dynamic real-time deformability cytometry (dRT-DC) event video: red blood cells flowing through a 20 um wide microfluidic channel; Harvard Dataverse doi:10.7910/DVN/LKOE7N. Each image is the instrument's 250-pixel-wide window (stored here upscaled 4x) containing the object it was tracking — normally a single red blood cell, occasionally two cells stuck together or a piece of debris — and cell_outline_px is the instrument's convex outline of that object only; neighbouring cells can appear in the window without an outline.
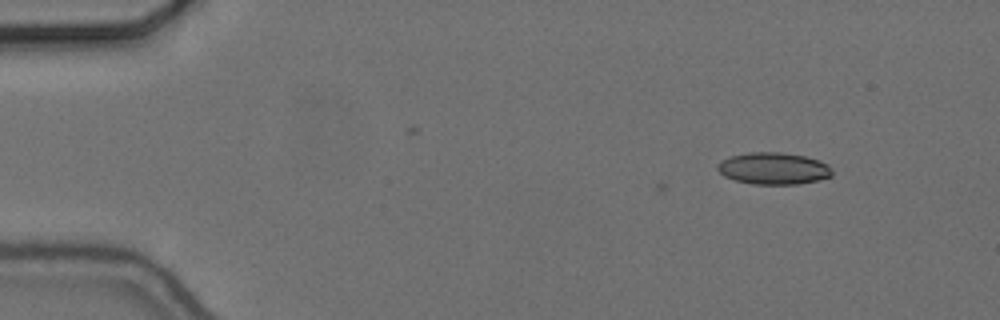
{"species": "common noctule bat (a hibernating species)", "species_latin": "Nyctalus noctula", "temperature_condition": "cold", "stored_images_in_passage": 12, "camera_frame_rate_fps": 3000, "um_per_image_px": 0.085, "animal": {"sex": "female", "body_mass_g": 24.6, "forearm_length_mm": 56.2}, "frame": {"image": 1, "passage_image": 12, "time_ms": 3.667, "image_size_px": [1000, 320], "cell_outline_px": [[832, 176], [800, 184], [752, 184], [736, 180], [724, 176], [716, 168], [720, 160], [732, 156], [748, 152], [780, 152], [804, 156], [820, 160], [828, 164], [832, 168]], "centroid_in_image_um": [65.76, 14.31], "position_along_channel_um": 19.2, "area_um2": 21.33}}